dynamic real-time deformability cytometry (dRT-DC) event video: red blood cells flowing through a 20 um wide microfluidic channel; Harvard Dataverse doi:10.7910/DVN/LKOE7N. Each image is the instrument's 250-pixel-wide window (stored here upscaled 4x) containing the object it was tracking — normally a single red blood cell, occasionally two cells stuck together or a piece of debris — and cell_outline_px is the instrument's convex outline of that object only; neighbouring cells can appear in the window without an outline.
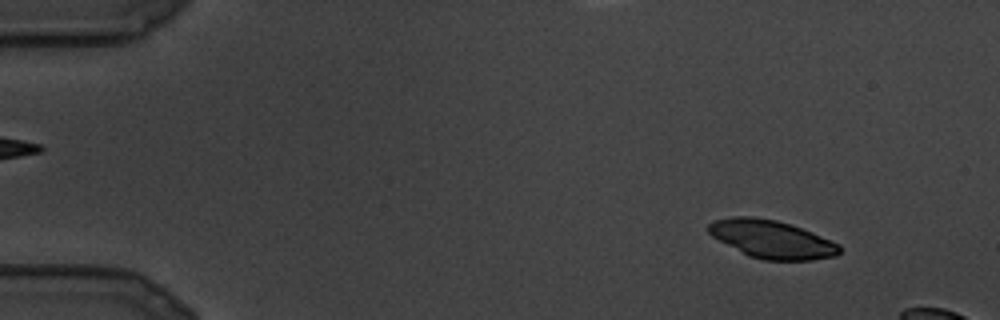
{"species": "common noctule bat (a hibernating species)", "species_latin": "Nyctalus noctula", "temperature_condition": "cold", "stored_images_in_passage": 6, "camera_frame_rate_fps": 3000, "um_per_image_px": 0.085, "animal": {"sex": "male", "body_mass_g": 19.5, "forearm_length_mm": 54.6}, "frame": {"image": 1, "passage_image": 3, "time_ms": 0.667, "image_size_px": [1000, 320], "cell_outline_px": [[840, 252], [836, 256], [812, 260], [764, 260], [748, 256], [712, 236], [708, 232], [708, 224], [712, 220], [732, 216], [752, 216], [776, 220], [812, 232], [840, 244]], "centroid_in_image_um": [65.58, 20.33], "position_along_channel_um": 19.4, "area_um2": 28.96}}